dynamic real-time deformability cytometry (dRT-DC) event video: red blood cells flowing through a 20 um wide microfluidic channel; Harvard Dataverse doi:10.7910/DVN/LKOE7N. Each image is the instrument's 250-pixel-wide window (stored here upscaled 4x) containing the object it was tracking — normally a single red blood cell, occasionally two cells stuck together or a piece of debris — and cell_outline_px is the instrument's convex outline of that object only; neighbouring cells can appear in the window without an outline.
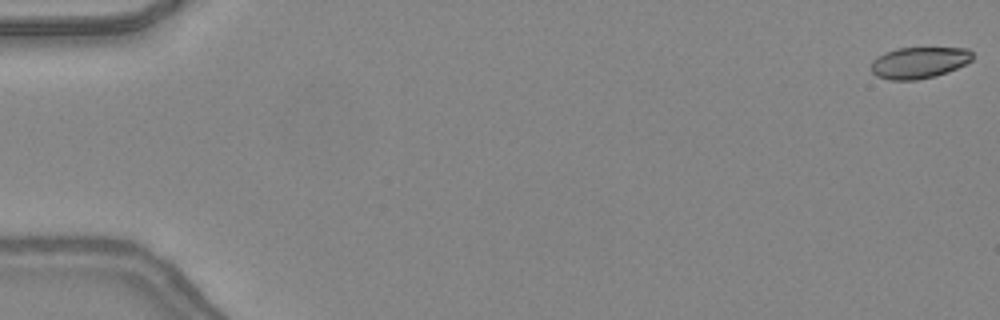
{"species": "common noctule bat (a hibernating species)", "species_latin": "Nyctalus noctula", "temperature_condition": "warm", "stored_images_in_passage": 48, "camera_frame_rate_fps": 3000, "um_per_image_px": 0.085, "animal": {"sex": "female", "body_mass_g": 24.6, "forearm_length_mm": 56.2}, "frame": {"image": 1, "passage_image": 1, "time_ms": 0.0, "image_size_px": [1000, 320], "cell_outline_px": [[972, 60], [956, 68], [936, 76], [916, 80], [888, 80], [876, 76], [872, 72], [872, 60], [884, 52], [896, 48], [968, 48], [972, 52]], "centroid_in_image_um": [78.09, 5.32], "position_along_channel_um": 6.9, "area_um2": 18.55}}
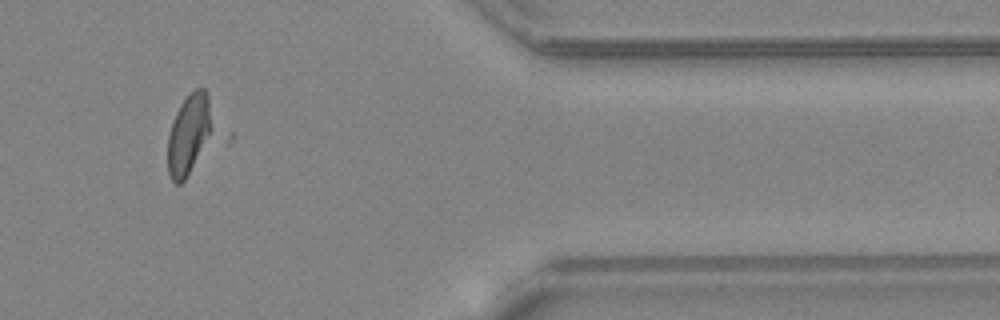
{"frame": {"image": 2, "passage_image": 41, "time_ms": 13.333, "image_size_px": [1000, 320], "cell_outline_px": [[212, 128], [184, 180], [180, 184], [176, 184], [172, 180], [168, 172], [168, 136], [172, 120], [180, 104], [196, 88], [204, 88], [208, 96]], "centroid_in_image_um": [16.0, 11.37], "position_along_channel_um": 395.4, "area_um2": 19.83}}
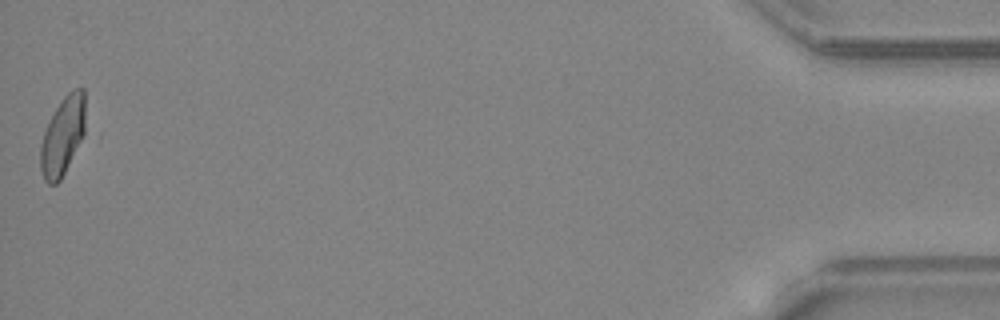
{"frame": {"image": 3, "passage_image": 48, "time_ms": 15.667, "image_size_px": [1000, 320], "cell_outline_px": [[92, 132], [60, 180], [56, 184], [48, 184], [44, 180], [40, 168], [40, 144], [44, 132], [56, 108], [64, 96], [72, 88], [84, 88]], "centroid_in_image_um": [5.5, 11.52], "position_along_channel_um": 429.7, "area_um2": 22.66}}